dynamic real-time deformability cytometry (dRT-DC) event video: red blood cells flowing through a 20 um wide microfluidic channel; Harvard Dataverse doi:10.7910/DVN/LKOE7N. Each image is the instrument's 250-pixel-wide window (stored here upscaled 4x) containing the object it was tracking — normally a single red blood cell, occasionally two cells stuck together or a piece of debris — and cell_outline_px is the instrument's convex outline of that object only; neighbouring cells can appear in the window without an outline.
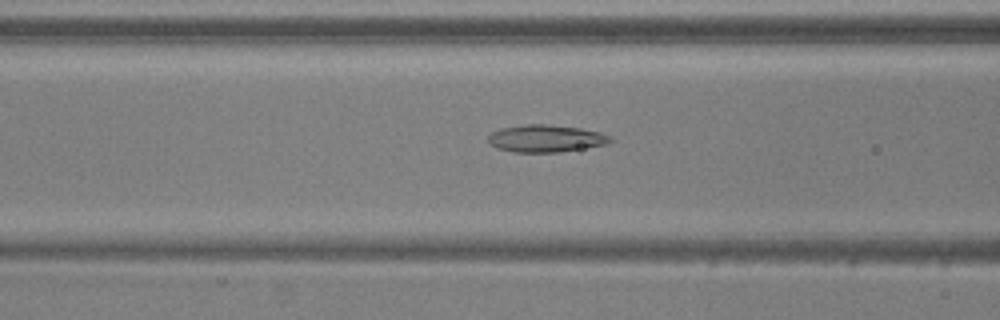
{"species": "common noctule bat (a hibernating species)", "species_latin": "Nyctalus noctula", "temperature_condition": "warm", "stored_images_in_passage": 51, "camera_frame_rate_fps": 3000, "um_per_image_px": 0.085, "animal": {"sex": "male", "body_mass_g": 20.5, "forearm_length_mm": 52.5}, "frame": {"image": 1, "passage_image": 19, "time_ms": 6.0, "image_size_px": [1000, 320], "cell_outline_px": [[612, 140], [608, 144], [560, 152], [512, 152], [496, 148], [488, 140], [488, 136], [492, 132], [500, 128], [524, 124], [544, 124], [580, 128], [600, 132], [608, 136]], "centroid_in_image_um": [46.37, 11.77], "position_along_channel_um": 120.2, "area_um2": 19.36}}
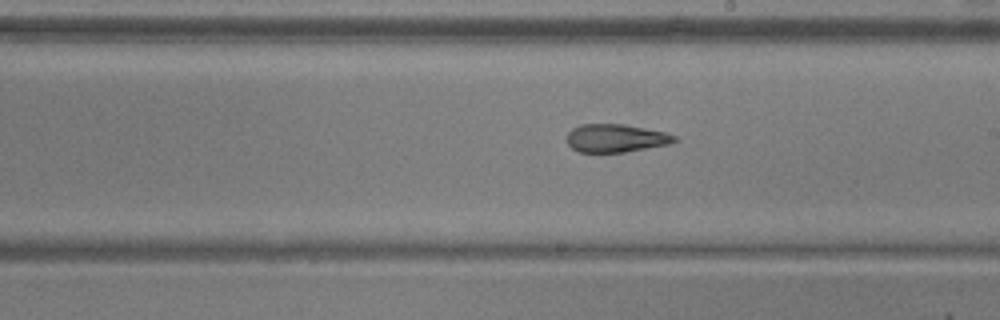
{"frame": {"image": 2, "passage_image": 28, "time_ms": 9.0, "image_size_px": [1000, 320], "cell_outline_px": [[680, 140], [668, 144], [624, 152], [580, 152], [572, 148], [568, 144], [568, 132], [572, 128], [580, 124], [624, 124], [664, 132], [676, 136]], "centroid_in_image_um": [52.34, 11.74], "position_along_channel_um": 236.7, "area_um2": 17.51}}
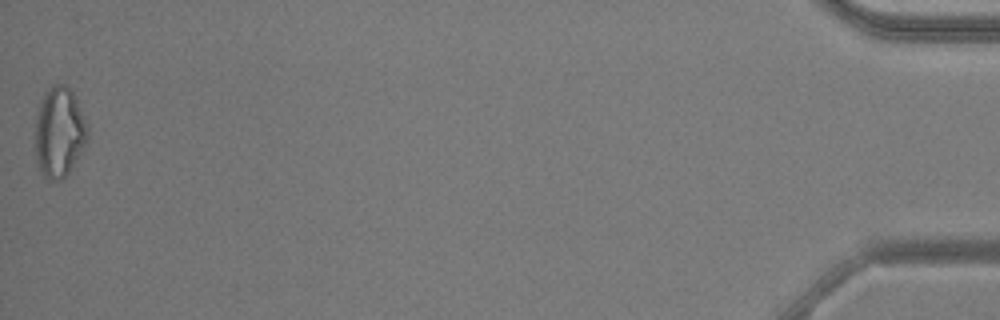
{"frame": {"image": 3, "passage_image": 51, "time_ms": 16.667, "image_size_px": [1000, 320], "cell_outline_px": [[88, 140], [68, 172], [60, 180], [48, 180], [44, 176], [36, 164], [36, 116], [40, 100], [52, 84], [64, 84], [76, 96], [88, 124]], "centroid_in_image_um": [5.04, 11.21], "position_along_channel_um": 430.2, "area_um2": 27.57}, "authors_computed_cell_mechanics": {"area_um2": 20.7502, "velocity_mm_per_s": 3.8743, "shape_relaxation_time_tau1_ms": null, "shape_relaxation_time_tau2_ms": 2.9008, "deformation_change_tau1": null, "deformation_change_tau2": 0.1087}}